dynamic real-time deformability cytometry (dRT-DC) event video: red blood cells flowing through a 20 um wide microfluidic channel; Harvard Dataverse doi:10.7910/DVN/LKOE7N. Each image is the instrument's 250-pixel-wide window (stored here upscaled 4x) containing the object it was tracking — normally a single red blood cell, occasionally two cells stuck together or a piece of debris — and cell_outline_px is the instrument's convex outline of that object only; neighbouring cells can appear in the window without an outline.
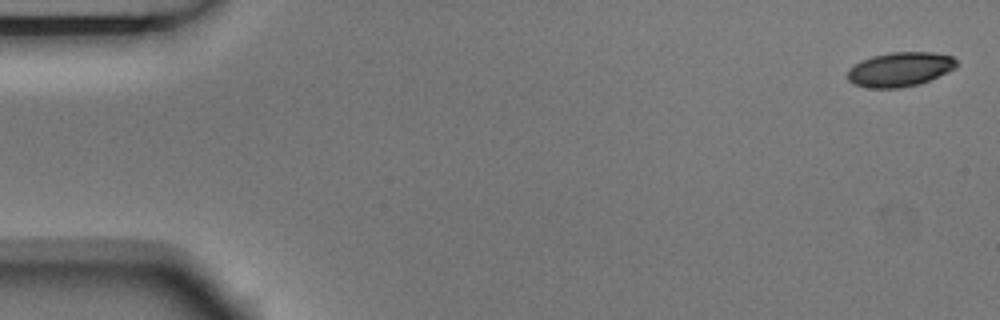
{"species": "Egyptian fruit bat (a non-hibernating species)", "species_latin": "Rousettus aegyptiacus", "temperature_condition": "room temperature", "stored_images_in_passage": 4, "camera_frame_rate_fps": 3000, "um_per_image_px": 0.085, "animal": {"sex": "male"}, "frame": {"image": 1, "passage_image": 1, "time_ms": 0.0, "image_size_px": [1000, 320], "cell_outline_px": [[960, 64], [956, 68], [928, 80], [916, 84], [900, 88], [868, 88], [852, 84], [848, 80], [848, 72], [856, 64], [872, 56], [888, 52], [932, 52], [952, 56]], "centroid_in_image_um": [76.52, 5.89], "position_along_channel_um": 8.5, "area_um2": 21.68}}
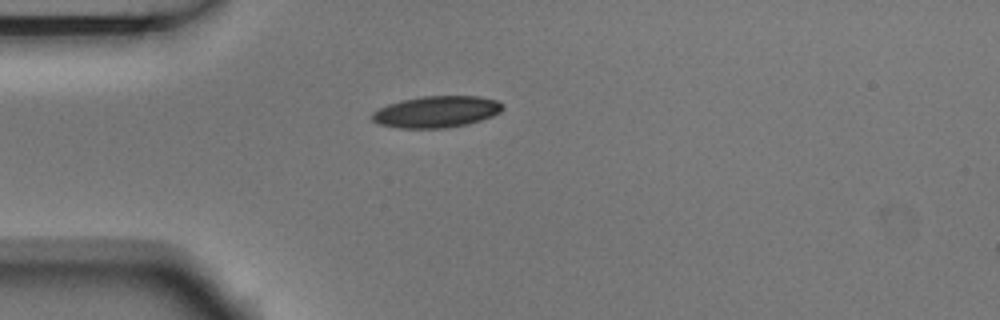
{"frame": {"image": 2, "passage_image": 4, "time_ms": 1.0, "image_size_px": [1000, 320], "cell_outline_px": [[504, 108], [500, 112], [492, 116], [468, 124], [448, 128], [400, 128], [380, 124], [372, 120], [372, 112], [388, 104], [404, 100], [424, 96], [476, 96], [496, 100], [504, 104]], "centroid_in_image_um": [37.13, 9.5], "position_along_channel_um": 47.9, "area_um2": 23.87}}